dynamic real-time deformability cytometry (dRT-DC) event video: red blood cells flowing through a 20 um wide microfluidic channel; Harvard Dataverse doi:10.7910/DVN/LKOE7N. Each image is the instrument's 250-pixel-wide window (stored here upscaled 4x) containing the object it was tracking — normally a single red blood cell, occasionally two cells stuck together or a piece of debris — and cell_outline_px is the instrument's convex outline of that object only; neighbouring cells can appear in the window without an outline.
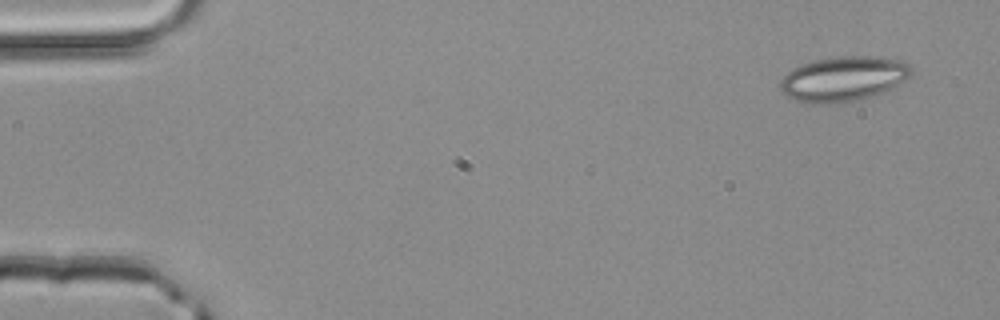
{"species": "common noctule bat (a hibernating species)", "species_latin": "Nyctalus noctula", "temperature_condition": "room temperature", "stored_images_in_passage": 4, "camera_frame_rate_fps": 3000, "um_per_image_px": 0.085, "animal": {"sex": "male", "body_mass_g": 20.4}, "frame": {"image": 1, "passage_image": 1, "time_ms": 0.0, "image_size_px": [1000, 320], "cell_outline_px": [[912, 76], [880, 92], [856, 100], [832, 104], [812, 104], [796, 100], [788, 96], [780, 88], [780, 80], [792, 68], [800, 64], [812, 60], [836, 56], [868, 56], [904, 60], [912, 68]], "centroid_in_image_um": [71.66, 6.68], "position_along_channel_um": 13.3, "area_um2": 34.16}}
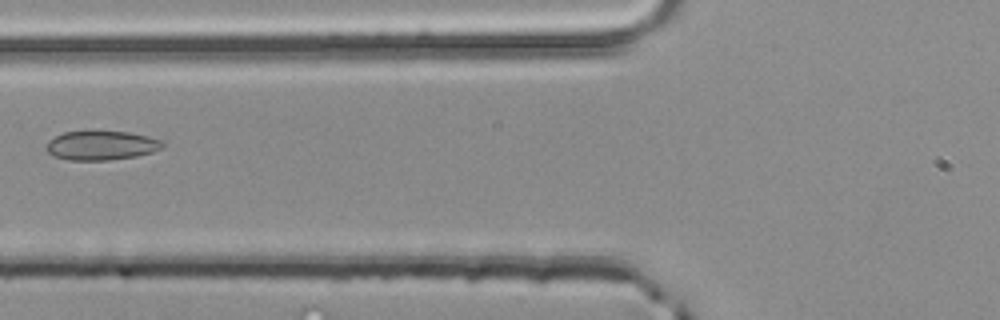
{"frame": {"image": 2, "passage_image": 4, "time_ms": 1.0, "image_size_px": [1000, 320], "cell_outline_px": [[164, 144], [160, 148], [152, 152], [136, 156], [108, 160], [68, 160], [56, 156], [48, 152], [44, 148], [48, 140], [64, 132], [128, 132], [160, 140]], "centroid_in_image_um": [8.56, 12.37], "position_along_channel_um": 117.2, "area_um2": 19.36}}